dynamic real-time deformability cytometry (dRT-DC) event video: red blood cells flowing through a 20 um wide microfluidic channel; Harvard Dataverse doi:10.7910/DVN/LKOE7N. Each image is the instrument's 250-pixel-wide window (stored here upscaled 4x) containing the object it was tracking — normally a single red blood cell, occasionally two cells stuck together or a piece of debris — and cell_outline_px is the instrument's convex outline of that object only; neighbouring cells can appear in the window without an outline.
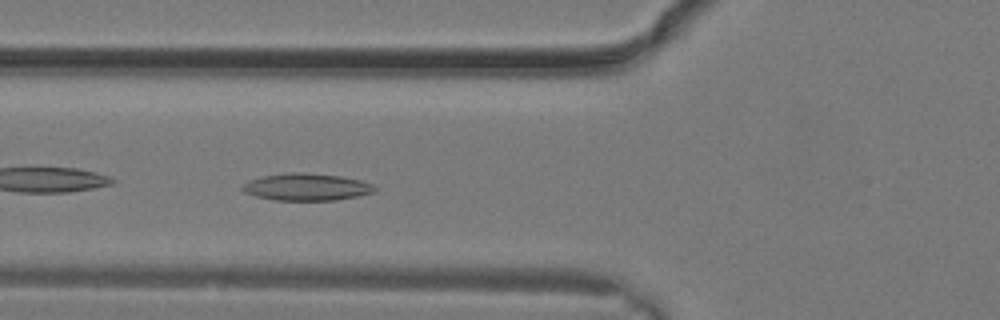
{"species": "common noctule bat (a hibernating species)", "species_latin": "Nyctalus noctula", "temperature_condition": "warm", "stored_images_in_passage": 10, "camera_frame_rate_fps": 3000, "um_per_image_px": 0.085, "animal": {"sex": "male", "body_mass_g": 19.2, "forearm_length_mm": 51.8}, "frame": {"image": 1, "passage_image": 10, "time_ms": 3.0, "image_size_px": [1000, 320], "cell_outline_px": [[376, 192], [360, 196], [332, 200], [276, 200], [256, 196], [244, 192], [240, 188], [240, 184], [248, 180], [264, 176], [288, 172], [300, 172], [340, 176], [360, 180], [372, 184], [376, 188]], "centroid_in_image_um": [26.03, 15.89], "position_along_channel_um": 99.8, "area_um2": 20.98}}